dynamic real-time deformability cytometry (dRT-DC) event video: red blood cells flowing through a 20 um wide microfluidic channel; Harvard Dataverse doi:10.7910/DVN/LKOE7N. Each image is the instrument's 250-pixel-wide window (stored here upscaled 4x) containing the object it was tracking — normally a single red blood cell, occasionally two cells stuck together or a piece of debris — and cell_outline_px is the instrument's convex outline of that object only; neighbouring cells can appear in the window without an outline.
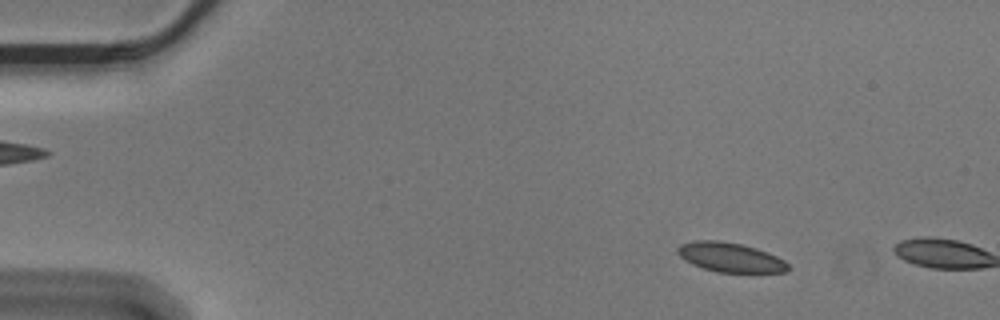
{"species": "Egyptian fruit bat (a non-hibernating species)", "species_latin": "Rousettus aegyptiacus", "temperature_condition": "cold", "stored_images_in_passage": 9, "camera_frame_rate_fps": 3000, "um_per_image_px": 0.085, "animal": {"sex": "male"}, "frame": {"image": 1, "passage_image": 8, "time_ms": 2.333, "image_size_px": [1000, 320], "cell_outline_px": [[788, 272], [716, 272], [692, 264], [684, 260], [676, 252], [676, 248], [680, 244], [692, 240], [720, 240], [740, 244], [756, 248], [768, 252], [784, 260], [788, 264]], "centroid_in_image_um": [62.03, 21.86], "position_along_channel_um": 23.0, "area_um2": 19.02}}